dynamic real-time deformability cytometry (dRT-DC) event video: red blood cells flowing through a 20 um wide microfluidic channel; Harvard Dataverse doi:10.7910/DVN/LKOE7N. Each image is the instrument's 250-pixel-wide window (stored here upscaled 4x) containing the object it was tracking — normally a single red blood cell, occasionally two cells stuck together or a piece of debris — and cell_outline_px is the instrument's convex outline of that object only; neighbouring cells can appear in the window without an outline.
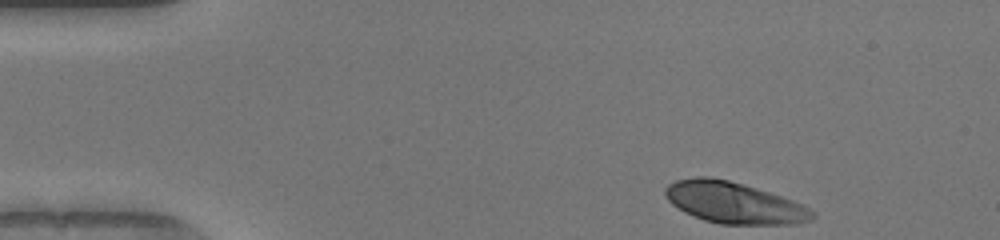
{"species": "human", "species_latin": "Homo sapiens", "temperature_condition": "warm", "stored_images_in_passage": 45, "camera_frame_rate_fps": 3000, "um_per_image_px": 0.085, "donor": {"sex": "female"}, "frame": {"image": 1, "passage_image": 1, "time_ms": 0.0, "image_size_px": [1000, 240], "cell_outline_px": [[816, 216], [812, 220], [796, 224], [720, 224], [704, 220], [684, 212], [672, 204], [668, 200], [664, 192], [664, 188], [668, 184], [676, 180], [700, 176], [708, 176], [728, 180], [768, 192], [792, 200], [808, 208]], "centroid_in_image_um": [62.35, 17.24], "position_along_channel_um": 22.6, "area_um2": 35.14}}
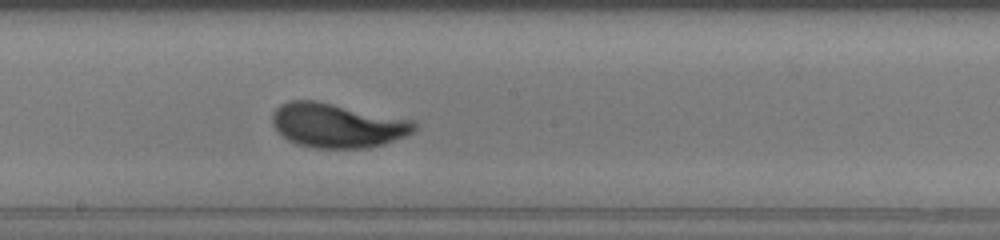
{"frame": {"image": 2, "passage_image": 22, "time_ms": 7.0, "image_size_px": [1000, 240], "cell_outline_px": [[416, 128], [412, 132], [404, 136], [384, 144], [368, 148], [316, 148], [296, 144], [288, 140], [276, 132], [272, 124], [272, 112], [280, 104], [288, 100], [316, 100], [412, 120], [416, 124]], "centroid_in_image_um": [28.6, 10.66], "position_along_channel_um": 219.6, "area_um2": 36.82}}
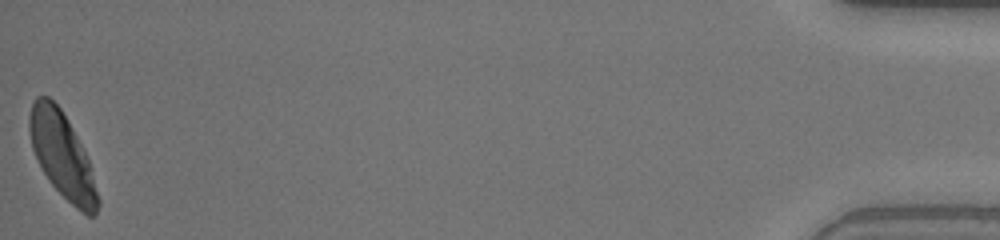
{"frame": {"image": 3, "passage_image": 45, "time_ms": 14.667, "image_size_px": [1000, 240], "cell_outline_px": [[100, 204], [96, 212], [92, 216], [88, 216], [76, 208], [52, 184], [44, 172], [32, 148], [28, 128], [28, 116], [32, 100], [36, 96], [48, 96], [60, 108], [76, 136], [88, 160], [100, 200]], "centroid_in_image_um": [5.26, 13.18], "position_along_channel_um": 429.9, "area_um2": 33.29}, "authors_computed_cell_mechanics": {"area_um2": 34.2176, "velocity_mm_per_s": 4.0567, "shape_relaxation_time_tau1_ms": 2.9723, "shape_relaxation_time_tau2_ms": null, "deformation_change_tau1": 0.1995, "deformation_change_tau2": null}}